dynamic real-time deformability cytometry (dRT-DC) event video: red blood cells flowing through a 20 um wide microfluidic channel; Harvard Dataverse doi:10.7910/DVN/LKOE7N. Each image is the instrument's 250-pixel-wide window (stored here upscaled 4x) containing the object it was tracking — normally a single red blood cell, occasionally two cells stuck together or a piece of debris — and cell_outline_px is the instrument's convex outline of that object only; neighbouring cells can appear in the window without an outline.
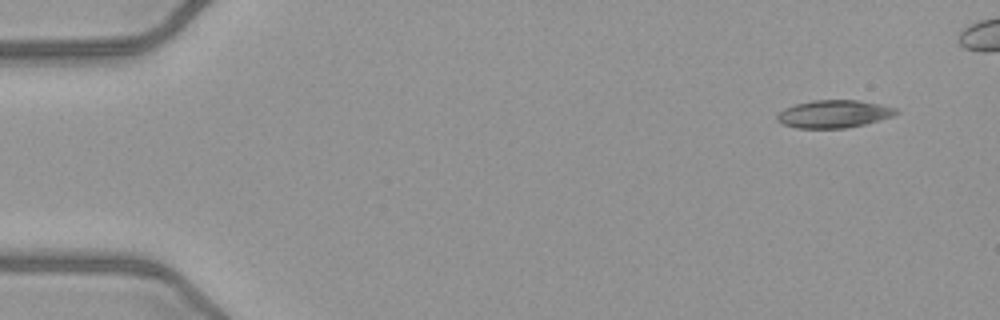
{"species": "common noctule bat (a hibernating species)", "species_latin": "Nyctalus noctula", "temperature_condition": "warm", "stored_images_in_passage": 44, "camera_frame_rate_fps": 3000, "um_per_image_px": 0.085, "animal": {"sex": "female", "body_mass_g": 21.9}, "frame": {"image": 1, "passage_image": 1, "time_ms": 0.0, "image_size_px": [1000, 320], "cell_outline_px": [[872, 116], [868, 120], [856, 124], [832, 128], [812, 128], [792, 124], [796, 108], [804, 104], [832, 100], [844, 100], [860, 104]], "centroid_in_image_um": [70.57, 9.73], "position_along_channel_um": 14.4, "area_um2": 12.43}}
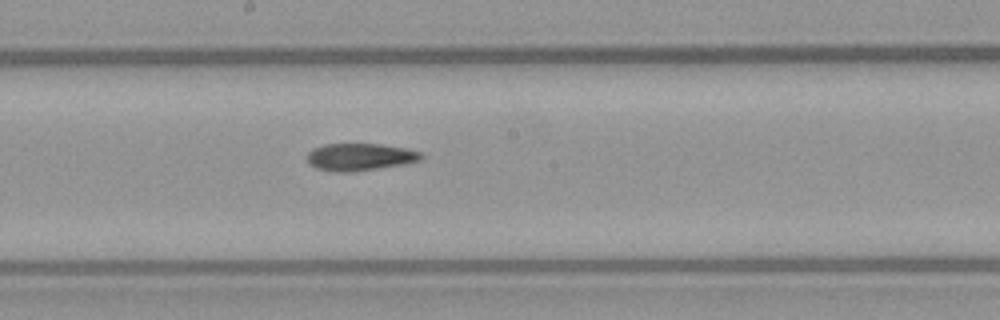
{"frame": {"image": 2, "passage_image": 25, "time_ms": 8.0, "image_size_px": [1000, 320], "cell_outline_px": [[416, 156], [408, 160], [384, 164], [356, 168], [328, 168], [316, 164], [312, 160], [312, 156], [316, 152], [324, 148], [344, 144], [356, 144], [388, 148], [412, 152]], "centroid_in_image_um": [30.48, 13.28], "position_along_channel_um": 217.7, "area_um2": 12.95}}
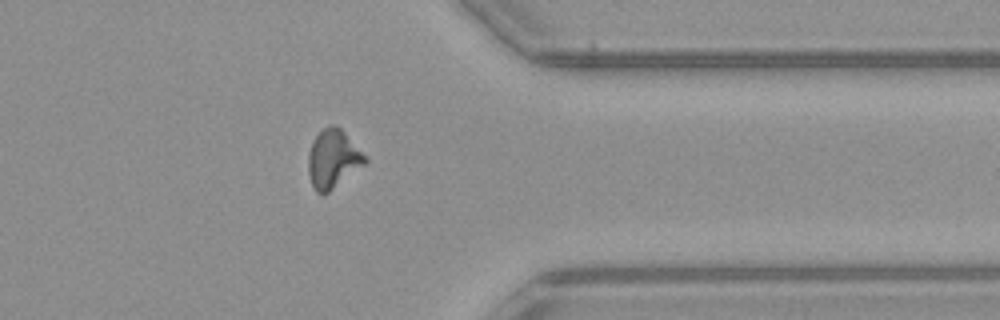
{"frame": {"image": 3, "passage_image": 38, "time_ms": 12.333, "image_size_px": [1000, 320], "cell_outline_px": [[364, 160], [324, 192], [320, 192], [316, 188], [312, 180], [312, 148], [316, 140], [320, 136], [336, 128], [364, 156]], "centroid_in_image_um": [28.3, 13.54], "position_along_channel_um": 383.1, "area_um2": 15.09}}